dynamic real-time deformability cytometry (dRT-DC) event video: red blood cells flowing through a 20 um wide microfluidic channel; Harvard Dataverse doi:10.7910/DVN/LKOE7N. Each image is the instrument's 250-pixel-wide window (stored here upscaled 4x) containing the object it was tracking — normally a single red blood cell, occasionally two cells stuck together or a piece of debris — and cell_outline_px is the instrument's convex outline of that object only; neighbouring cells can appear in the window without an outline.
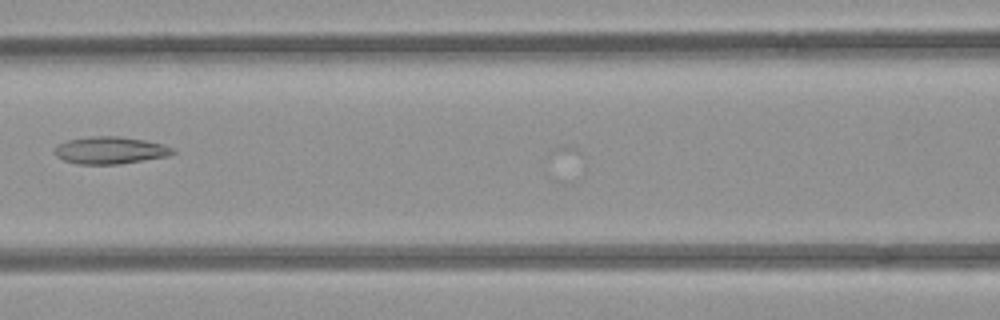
{"species": "common noctule bat (a hibernating species)", "species_latin": "Nyctalus noctula", "temperature_condition": "room temperature", "stored_images_in_passage": 4, "camera_frame_rate_fps": 3000, "um_per_image_px": 0.085, "animal": {"sex": "female", "body_mass_g": 21.9}, "frame": {"image": 1, "passage_image": 4, "time_ms": 3.667, "image_size_px": [1000, 320], "cell_outline_px": [[176, 152], [168, 156], [120, 164], [76, 164], [64, 160], [56, 156], [56, 148], [60, 144], [68, 140], [92, 136], [120, 136], [144, 140], [164, 144], [172, 148]], "centroid_in_image_um": [9.4, 12.78], "position_along_channel_um": 157.2, "area_um2": 18.61}}